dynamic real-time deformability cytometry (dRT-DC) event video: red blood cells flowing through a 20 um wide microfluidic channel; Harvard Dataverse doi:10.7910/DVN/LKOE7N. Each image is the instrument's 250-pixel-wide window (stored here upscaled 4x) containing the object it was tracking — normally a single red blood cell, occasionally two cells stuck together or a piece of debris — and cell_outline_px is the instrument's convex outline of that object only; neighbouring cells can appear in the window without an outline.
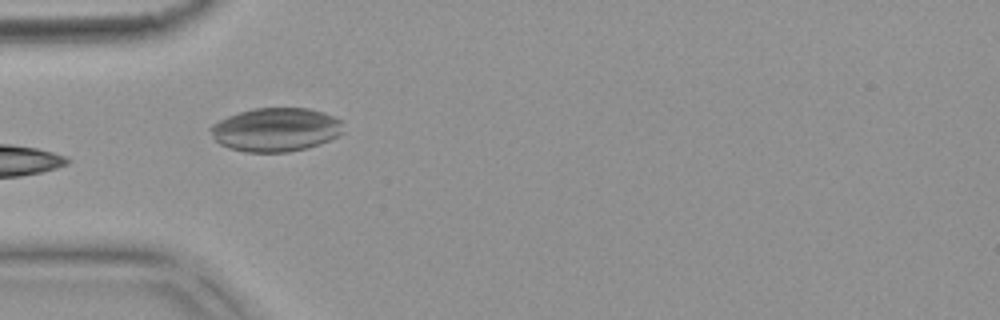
{"species": "common noctule bat (a hibernating species)", "species_latin": "Nyctalus noctula", "temperature_condition": "warm", "stored_images_in_passage": 2, "camera_frame_rate_fps": 3000, "um_per_image_px": 0.085, "animal": {"sex": "female", "body_mass_g": 18.4}, "frame": {"image": 1, "passage_image": 1, "time_ms": 0.0, "image_size_px": [1000, 320], "cell_outline_px": [[344, 132], [340, 136], [320, 144], [308, 148], [288, 152], [244, 152], [228, 148], [220, 144], [212, 136], [208, 128], [212, 124], [228, 116], [252, 108], [308, 108], [324, 112], [344, 120]], "centroid_in_image_um": [23.49, 11.02], "position_along_channel_um": 61.5, "area_um2": 34.33}}
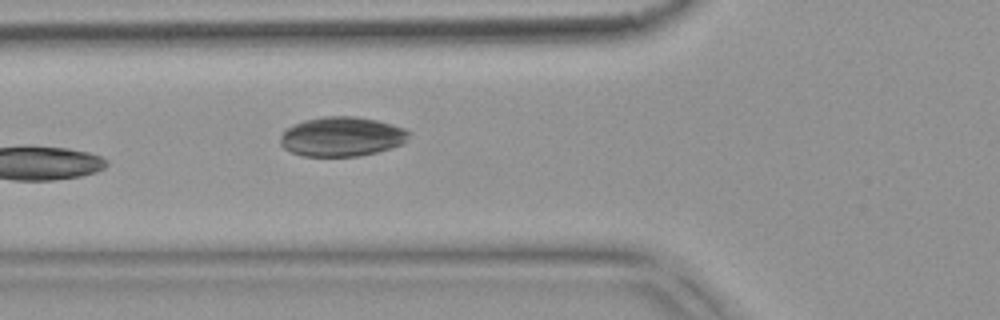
{"frame": {"image": 2, "passage_image": 2, "time_ms": 0.333, "image_size_px": [1000, 320], "cell_outline_px": [[412, 132], [404, 144], [376, 152], [356, 156], [304, 156], [292, 152], [284, 148], [280, 144], [280, 136], [284, 128], [292, 124], [304, 120], [324, 116], [356, 116], [376, 120], [392, 124], [404, 128]], "centroid_in_image_um": [29.04, 11.6], "position_along_channel_um": 96.8, "area_um2": 29.88}}